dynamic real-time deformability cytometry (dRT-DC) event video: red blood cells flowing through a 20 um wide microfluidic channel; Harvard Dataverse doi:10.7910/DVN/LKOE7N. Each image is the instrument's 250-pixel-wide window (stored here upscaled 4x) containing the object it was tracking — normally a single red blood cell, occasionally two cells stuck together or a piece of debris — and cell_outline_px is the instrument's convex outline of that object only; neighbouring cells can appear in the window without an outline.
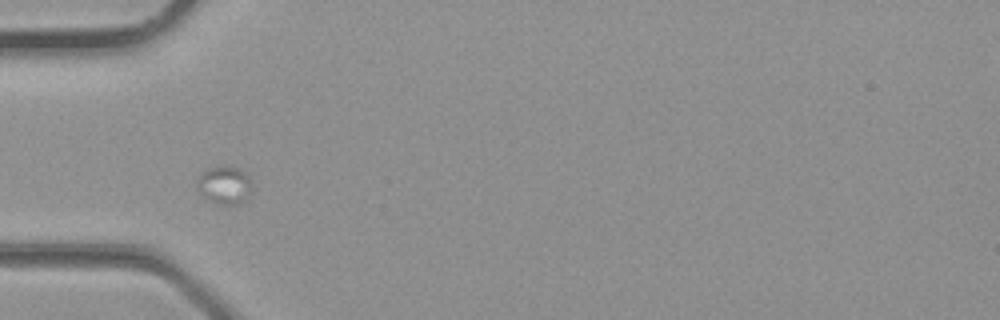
{"species": "common noctule bat (a hibernating species)", "species_latin": "Nyctalus noctula", "temperature_condition": "room temperature", "stored_images_in_passage": 4, "camera_frame_rate_fps": 3000, "um_per_image_px": 0.085, "animal": {"sex": "male", "body_mass_g": 23.1, "forearm_length_mm": 52.7}, "frame": {"image": 1, "passage_image": 1, "time_ms": 0.0, "image_size_px": [1000, 320], "cell_outline_px": [[252, 192], [240, 204], [216, 204], [208, 200], [196, 188], [196, 180], [208, 168], [220, 164], [224, 164], [236, 168], [244, 172], [248, 176], [252, 188]], "centroid_in_image_um": [19.07, 15.72], "position_along_channel_um": 65.9, "area_um2": 12.31}}
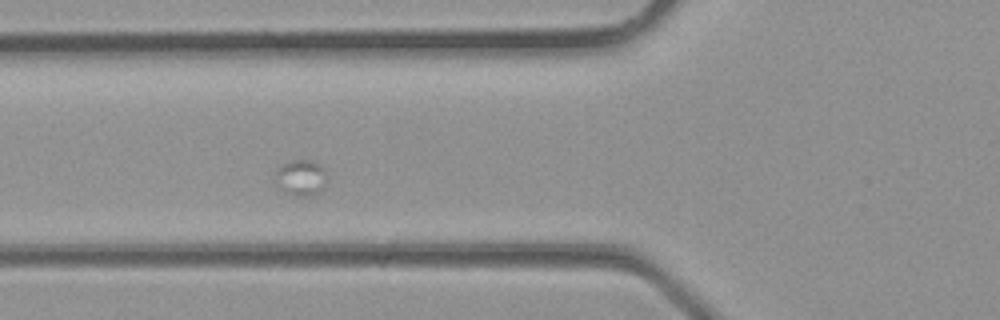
{"frame": {"image": 2, "passage_image": 3, "time_ms": 0.667, "image_size_px": [1000, 320], "cell_outline_px": [[324, 188], [320, 192], [308, 196], [296, 196], [284, 192], [276, 184], [276, 172], [284, 164], [292, 160], [312, 160], [324, 168]], "centroid_in_image_um": [25.57, 15.12], "position_along_channel_um": 100.2, "area_um2": 10.58}}